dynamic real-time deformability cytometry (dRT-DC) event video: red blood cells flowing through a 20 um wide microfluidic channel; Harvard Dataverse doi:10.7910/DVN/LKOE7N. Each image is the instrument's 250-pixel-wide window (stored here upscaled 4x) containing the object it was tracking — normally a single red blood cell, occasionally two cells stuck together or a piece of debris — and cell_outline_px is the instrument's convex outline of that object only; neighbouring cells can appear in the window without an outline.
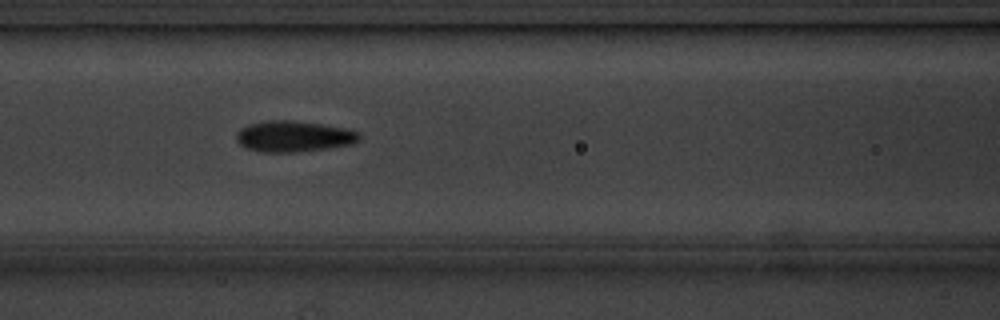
{"species": "common noctule bat (a hibernating species)", "species_latin": "Nyctalus noctula", "temperature_condition": "cold", "stored_images_in_passage": 7, "camera_frame_rate_fps": 3000, "um_per_image_px": 0.085, "animal": {"sex": "male", "body_mass_g": 20.1, "forearm_length_mm": 53.5}, "frame": {"image": 1, "passage_image": 6, "time_ms": 5.667, "image_size_px": [1000, 320], "cell_outline_px": [[360, 140], [352, 144], [328, 148], [292, 152], [264, 152], [248, 148], [240, 144], [236, 140], [236, 132], [240, 128], [248, 124], [268, 120], [292, 120], [324, 124], [348, 128], [360, 132]], "centroid_in_image_um": [24.99, 11.57], "position_along_channel_um": 141.6, "area_um2": 22.37}}